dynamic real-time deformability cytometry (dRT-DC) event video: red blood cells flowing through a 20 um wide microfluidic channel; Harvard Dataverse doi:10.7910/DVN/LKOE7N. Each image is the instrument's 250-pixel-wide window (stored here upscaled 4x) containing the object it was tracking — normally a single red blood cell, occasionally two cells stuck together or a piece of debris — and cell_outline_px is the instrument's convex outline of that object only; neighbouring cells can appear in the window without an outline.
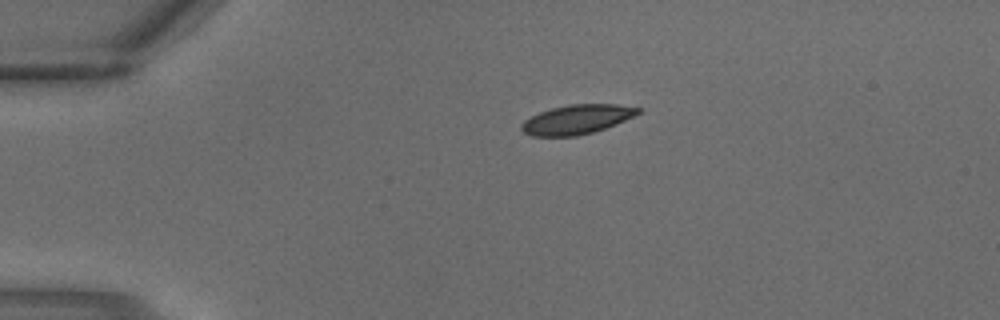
{"species": "common noctule bat (a hibernating species)", "species_latin": "Nyctalus noctula", "temperature_condition": "warm", "stored_images_in_passage": 2, "camera_frame_rate_fps": 3000, "um_per_image_px": 0.085, "animal": {"sex": "male", "body_mass_g": 18.8}, "frame": {"image": 1, "passage_image": 1, "time_ms": 0.0, "image_size_px": [1000, 320], "cell_outline_px": [[644, 108], [640, 112], [616, 124], [592, 132], [576, 136], [532, 136], [524, 132], [520, 128], [520, 124], [524, 120], [540, 112], [552, 108], [568, 104], [616, 104]], "centroid_in_image_um": [49.02, 10.14], "position_along_channel_um": 36.0, "area_um2": 19.83}}
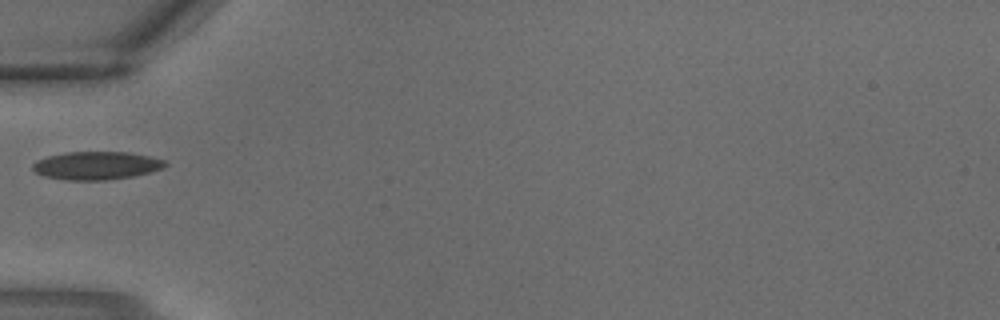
{"frame": {"image": 2, "passage_image": 2, "time_ms": 0.333, "image_size_px": [1000, 320], "cell_outline_px": [[168, 164], [164, 168], [132, 176], [104, 180], [68, 180], [44, 176], [36, 172], [32, 168], [32, 164], [36, 160], [48, 156], [64, 152], [128, 152], [148, 156], [164, 160]], "centroid_in_image_um": [8.17, 14.06], "position_along_channel_um": 76.8, "area_um2": 21.56}}